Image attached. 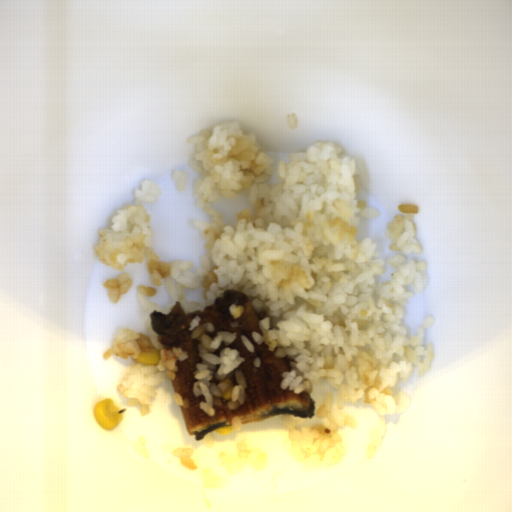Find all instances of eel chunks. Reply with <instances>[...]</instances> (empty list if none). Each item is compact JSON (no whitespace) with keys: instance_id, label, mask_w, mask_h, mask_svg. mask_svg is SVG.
<instances>
[{"instance_id":"4dd315ae","label":"eel chunks","mask_w":512,"mask_h":512,"mask_svg":"<svg viewBox=\"0 0 512 512\" xmlns=\"http://www.w3.org/2000/svg\"><path fill=\"white\" fill-rule=\"evenodd\" d=\"M231 304L243 305V314L234 319L229 312ZM201 317V324L212 322L214 331L208 332L211 338L217 331L237 332V338L230 348L240 351V356L245 357V362L240 365L247 378L245 391V403L238 408L228 409L227 402L221 398L222 405L215 406V417H210L199 408V401L204 396L195 397L192 392L194 381L193 371L196 370V362L201 361L197 353L199 341L192 340L188 327L195 316ZM151 327L158 333L157 342L164 350L173 347H181L188 357L177 361V371L174 379H170L174 393H178L183 401L180 406L184 424L190 436L194 440H202L210 431H215L221 426H232V419L239 417L240 425L261 421L277 414H289L300 418H310L314 413V404L305 391L295 394L289 389L281 388L283 373L291 371V358H280L270 351L268 345L262 342L259 345L252 338V332L263 335L259 326L260 318L251 305L244 292L236 289H228L223 297L215 299L210 307L203 311H193L186 314L181 307V302H176L169 314L154 311L151 313ZM245 335L255 346V352L246 349L240 337Z\"/></svg>"}]
</instances>
